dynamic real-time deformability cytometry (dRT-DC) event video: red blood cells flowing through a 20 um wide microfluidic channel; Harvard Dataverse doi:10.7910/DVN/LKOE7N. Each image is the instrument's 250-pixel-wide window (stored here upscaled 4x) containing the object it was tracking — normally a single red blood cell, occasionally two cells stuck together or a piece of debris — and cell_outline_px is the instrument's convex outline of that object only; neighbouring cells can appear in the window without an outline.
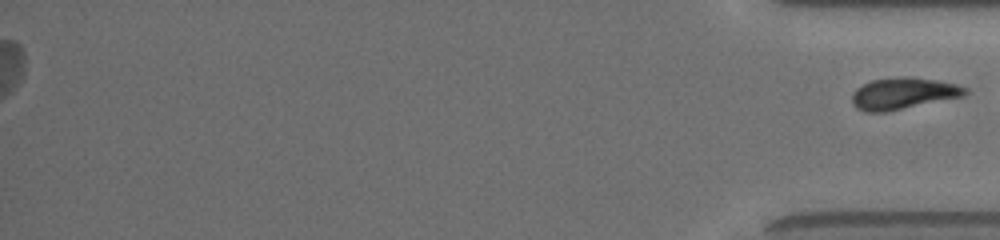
{"species": "common noctule bat (a hibernating species)", "species_latin": "Nyctalus noctula", "temperature_condition": "room temperature", "stored_images_in_passage": 37, "segment_of_instrument_passage": [2, 2], "camera_frame_rate_fps": 3000, "um_per_image_px": 0.085, "animal": {"sex": "female", "body_mass_g": 19.5, "forearm_length_mm": 54.1}, "frame": {"image": 1, "passage_image": 37, "time_ms": 12.0, "image_size_px": [1000, 240], "cell_outline_px": [[968, 92], [964, 96], [888, 112], [864, 112], [856, 108], [852, 104], [852, 96], [856, 88], [872, 80], [904, 76], [936, 80], [956, 84], [968, 88]], "centroid_in_image_um": [76.77, 7.96], "position_along_channel_um": 358.4, "area_um2": 20.92}}